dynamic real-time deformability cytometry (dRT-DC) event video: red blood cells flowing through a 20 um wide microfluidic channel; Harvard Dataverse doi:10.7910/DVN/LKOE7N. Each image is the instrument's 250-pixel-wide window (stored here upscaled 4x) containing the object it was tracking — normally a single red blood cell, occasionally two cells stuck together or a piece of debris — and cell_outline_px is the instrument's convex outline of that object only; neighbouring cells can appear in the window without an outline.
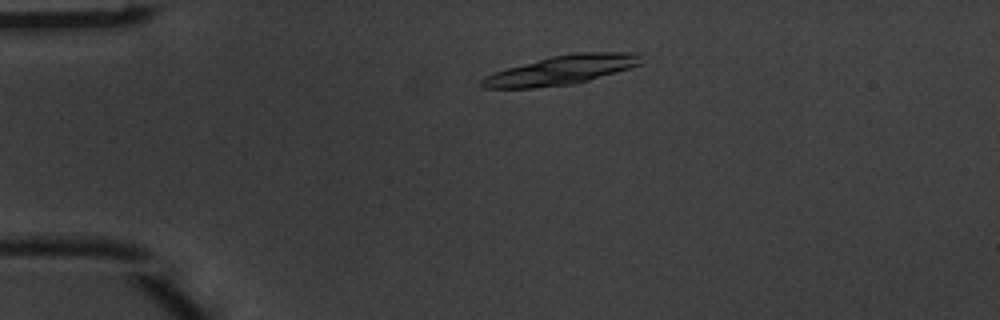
{"species": "common noctule bat (a hibernating species)", "species_latin": "Nyctalus noctula", "temperature_condition": "warm", "stored_images_in_passage": 4, "camera_frame_rate_fps": 3000, "um_per_image_px": 0.085, "animal": {"sex": "male", "body_mass_g": 20.1, "forearm_length_mm": 53.5}, "frame": {"image": 1, "passage_image": 3, "time_ms": 0.667, "image_size_px": [1000, 320], "cell_outline_px": [[640, 64], [628, 68], [588, 80], [572, 84], [532, 88], [484, 88], [480, 84], [480, 80], [484, 76], [492, 72], [552, 56], [580, 52], [640, 52]], "centroid_in_image_um": [47.68, 5.95], "position_along_channel_um": 37.3, "area_um2": 26.7}}